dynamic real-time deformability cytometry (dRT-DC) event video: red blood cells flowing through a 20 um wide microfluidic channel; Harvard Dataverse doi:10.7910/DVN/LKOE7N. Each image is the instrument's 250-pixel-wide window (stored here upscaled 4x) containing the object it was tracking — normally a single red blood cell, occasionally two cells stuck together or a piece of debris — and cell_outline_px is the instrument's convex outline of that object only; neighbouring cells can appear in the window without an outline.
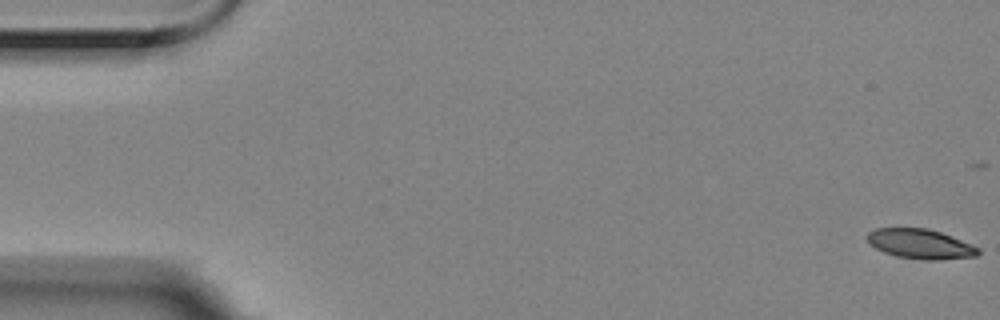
{"species": "Egyptian fruit bat (a non-hibernating species)", "species_latin": "Rousettus aegyptiacus", "temperature_condition": "room temperature", "stored_images_in_passage": 18, "camera_frame_rate_fps": 3000, "um_per_image_px": 0.085, "animal": {"sex": "female"}, "frame": {"image": 1, "passage_image": 1, "time_ms": 0.0, "image_size_px": [1000, 320], "cell_outline_px": [[980, 252], [976, 256], [940, 260], [920, 260], [896, 256], [884, 252], [876, 248], [864, 236], [868, 232], [876, 228], [928, 228], [952, 236], [972, 244], [980, 248]], "centroid_in_image_um": [78.24, 20.74], "position_along_channel_um": 6.8, "area_um2": 19.36}}
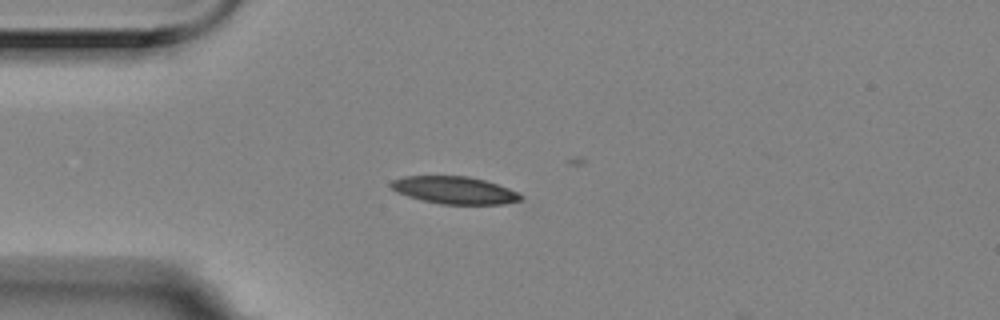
{"frame": {"image": 2, "passage_image": 15, "time_ms": 4.667, "image_size_px": [1000, 320], "cell_outline_px": [[524, 200], [504, 204], [440, 204], [408, 196], [396, 192], [388, 184], [392, 180], [404, 176], [468, 176], [484, 180], [508, 188], [524, 196]], "centroid_in_image_um": [38.64, 16.17], "position_along_channel_um": 46.4, "area_um2": 20.69}}